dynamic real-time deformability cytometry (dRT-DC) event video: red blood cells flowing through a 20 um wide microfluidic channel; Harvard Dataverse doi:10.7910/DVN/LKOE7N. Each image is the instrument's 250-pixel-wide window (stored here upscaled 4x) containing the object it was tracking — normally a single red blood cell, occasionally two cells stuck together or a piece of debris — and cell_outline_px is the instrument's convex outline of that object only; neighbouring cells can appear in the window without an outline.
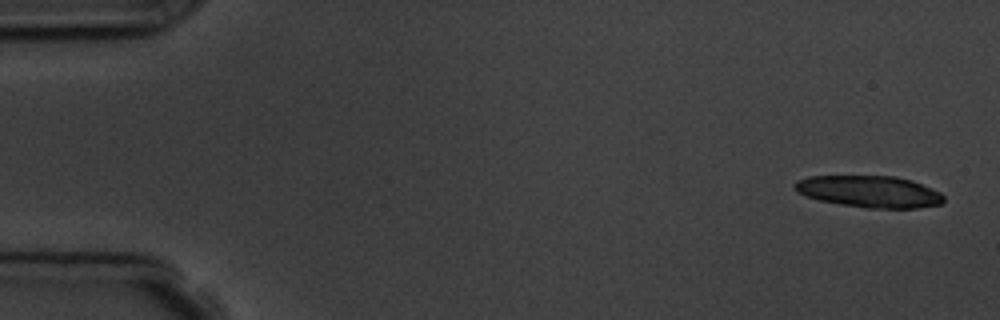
{"species": "common noctule bat (a hibernating species)", "species_latin": "Nyctalus noctula", "temperature_condition": "room temperature", "stored_images_in_passage": 5, "camera_frame_rate_fps": 3000, "um_per_image_px": 0.085, "animal": {"sex": "male", "body_mass_g": 19.5, "forearm_length_mm": 54.6}, "frame": {"image": 1, "passage_image": 1, "time_ms": 0.0, "image_size_px": [1000, 320], "cell_outline_px": [[944, 200], [940, 204], [916, 208], [864, 208], [840, 204], [820, 200], [796, 192], [792, 188], [792, 184], [796, 180], [808, 176], [896, 176], [912, 180], [932, 188], [940, 192], [944, 196]], "centroid_in_image_um": [73.87, 16.27], "position_along_channel_um": 11.1, "area_um2": 27.74}}